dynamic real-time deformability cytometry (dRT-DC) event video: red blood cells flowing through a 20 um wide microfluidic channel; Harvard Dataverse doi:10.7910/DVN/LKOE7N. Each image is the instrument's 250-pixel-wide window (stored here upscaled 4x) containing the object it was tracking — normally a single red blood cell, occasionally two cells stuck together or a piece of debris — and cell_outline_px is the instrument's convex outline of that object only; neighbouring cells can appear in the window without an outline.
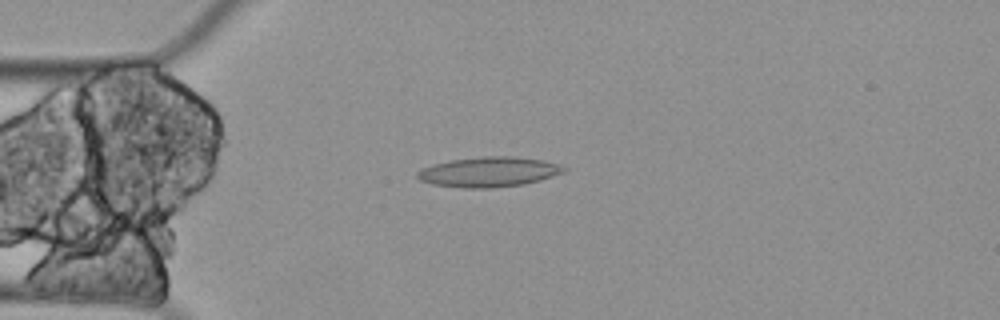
{"species": "Egyptian fruit bat (a non-hibernating species)", "species_latin": "Rousettus aegyptiacus", "temperature_condition": "cold", "stored_images_in_passage": 7, "camera_frame_rate_fps": 3000, "um_per_image_px": 0.085, "animal": {"sex": "female"}, "frame": {"image": 1, "passage_image": 3, "time_ms": 0.667, "image_size_px": [1000, 320], "cell_outline_px": [[568, 168], [564, 172], [540, 180], [524, 184], [492, 188], [464, 188], [432, 184], [420, 180], [416, 176], [416, 172], [420, 168], [432, 164], [452, 160], [484, 156], [516, 156], [544, 160], [560, 164]], "centroid_in_image_um": [41.55, 14.61], "position_along_channel_um": 43.4, "area_um2": 25.84}}
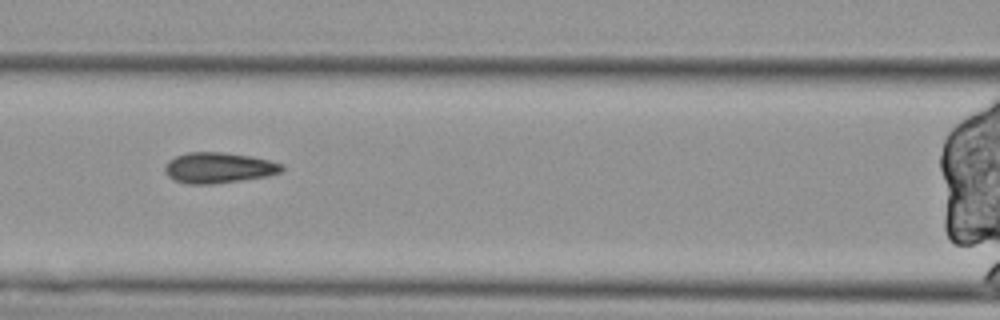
{"frame": {"image": 2, "passage_image": 6, "time_ms": 1.667, "image_size_px": [1000, 320], "cell_outline_px": [[284, 172], [268, 176], [212, 184], [188, 184], [176, 180], [168, 176], [164, 172], [164, 164], [168, 160], [176, 156], [188, 152], [220, 152], [252, 156], [284, 164]], "centroid_in_image_um": [18.59, 14.26], "position_along_channel_um": 148.0, "area_um2": 21.04}}
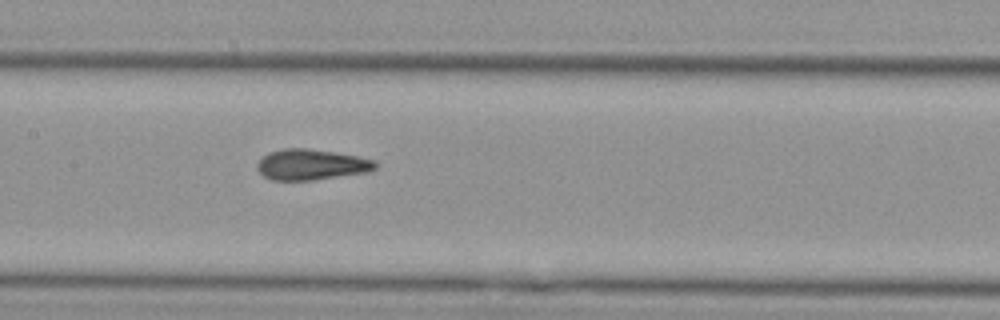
{"frame": {"image": 3, "passage_image": 7, "time_ms": 2.0, "image_size_px": [1000, 320], "cell_outline_px": [[376, 168], [368, 172], [312, 180], [272, 180], [264, 176], [256, 168], [256, 164], [268, 152], [284, 148], [304, 148], [332, 152], [356, 156], [376, 160]], "centroid_in_image_um": [26.44, 13.99], "position_along_channel_um": 181.0, "area_um2": 20.98}}